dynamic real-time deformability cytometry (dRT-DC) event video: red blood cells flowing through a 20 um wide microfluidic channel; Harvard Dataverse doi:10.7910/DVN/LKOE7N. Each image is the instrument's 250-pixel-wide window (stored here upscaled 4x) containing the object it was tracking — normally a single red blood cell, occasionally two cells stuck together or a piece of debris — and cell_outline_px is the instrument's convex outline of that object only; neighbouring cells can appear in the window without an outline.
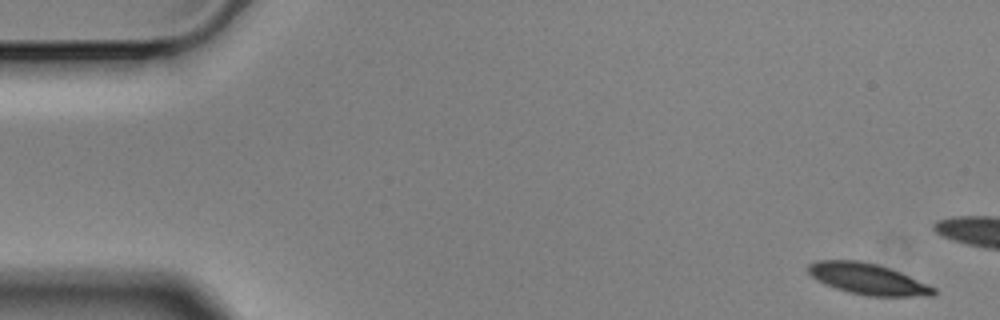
{"species": "Egyptian fruit bat (a non-hibernating species)", "species_latin": "Rousettus aegyptiacus", "temperature_condition": "cold", "stored_images_in_passage": 5, "camera_frame_rate_fps": 3000, "um_per_image_px": 0.085, "animal": {"sex": "male"}, "frame": {"image": 1, "passage_image": 1, "time_ms": 0.0, "image_size_px": [1000, 320], "cell_outline_px": [[936, 292], [932, 296], [868, 296], [848, 292], [824, 284], [816, 280], [808, 272], [808, 264], [816, 260], [860, 260], [880, 264], [900, 272], [936, 288]], "centroid_in_image_um": [73.74, 23.7], "position_along_channel_um": 11.3, "area_um2": 22.83}}